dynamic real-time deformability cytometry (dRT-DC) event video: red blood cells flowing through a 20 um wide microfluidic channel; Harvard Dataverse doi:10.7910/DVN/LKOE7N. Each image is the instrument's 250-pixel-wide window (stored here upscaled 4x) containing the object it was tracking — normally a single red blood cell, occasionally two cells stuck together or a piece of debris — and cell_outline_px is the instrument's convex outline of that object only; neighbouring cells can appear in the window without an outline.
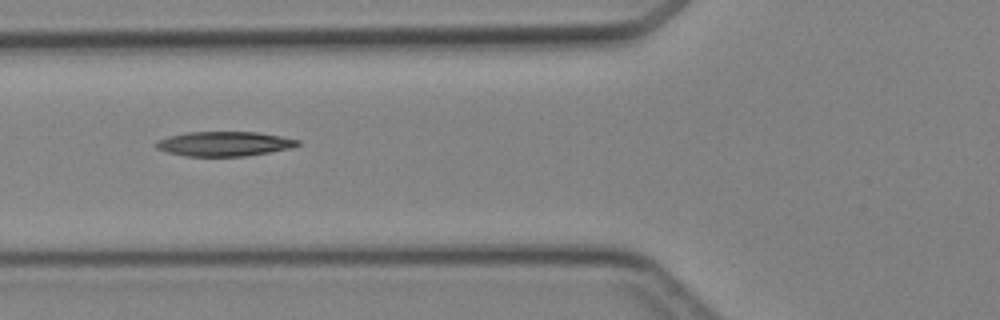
{"species": "Egyptian fruit bat (a non-hibernating species)", "species_latin": "Rousettus aegyptiacus", "temperature_condition": "cold", "stored_images_in_passage": 5, "camera_frame_rate_fps": 3000, "um_per_image_px": 0.085, "animal": {"sex": "female"}, "frame": {"image": 1, "passage_image": 5, "time_ms": 5.333, "image_size_px": [1000, 320], "cell_outline_px": [[300, 144], [292, 148], [272, 152], [244, 156], [184, 156], [168, 152], [156, 148], [156, 140], [168, 136], [188, 132], [256, 132], [280, 136], [300, 140]], "centroid_in_image_um": [19.07, 12.22], "position_along_channel_um": 106.7, "area_um2": 20.35}}